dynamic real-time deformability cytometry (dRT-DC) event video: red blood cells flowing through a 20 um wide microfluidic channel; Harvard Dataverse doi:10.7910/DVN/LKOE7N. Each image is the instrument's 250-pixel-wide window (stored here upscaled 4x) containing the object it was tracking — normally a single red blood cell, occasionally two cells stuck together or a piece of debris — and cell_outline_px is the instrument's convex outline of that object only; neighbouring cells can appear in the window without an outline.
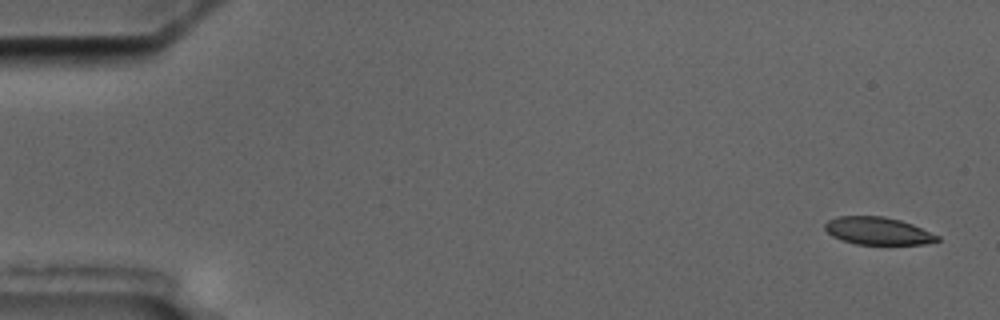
{"species": "common noctule bat (a hibernating species)", "species_latin": "Nyctalus noctula", "temperature_condition": "cold", "stored_images_in_passage": 4, "segment_of_instrument_passage": [1, 2], "camera_frame_rate_fps": 3000, "um_per_image_px": 0.085, "animal": {"sex": "male", "body_mass_g": 17.5, "forearm_length_mm": 52.3}, "frame": {"image": 1, "passage_image": 1, "time_ms": 0.0, "image_size_px": [1000, 320], "cell_outline_px": [[940, 240], [924, 244], [856, 244], [832, 236], [824, 228], [824, 224], [828, 220], [836, 216], [884, 216], [900, 220], [912, 224], [940, 236]], "centroid_in_image_um": [74.61, 19.62], "position_along_channel_um": 10.4, "area_um2": 17.98}}